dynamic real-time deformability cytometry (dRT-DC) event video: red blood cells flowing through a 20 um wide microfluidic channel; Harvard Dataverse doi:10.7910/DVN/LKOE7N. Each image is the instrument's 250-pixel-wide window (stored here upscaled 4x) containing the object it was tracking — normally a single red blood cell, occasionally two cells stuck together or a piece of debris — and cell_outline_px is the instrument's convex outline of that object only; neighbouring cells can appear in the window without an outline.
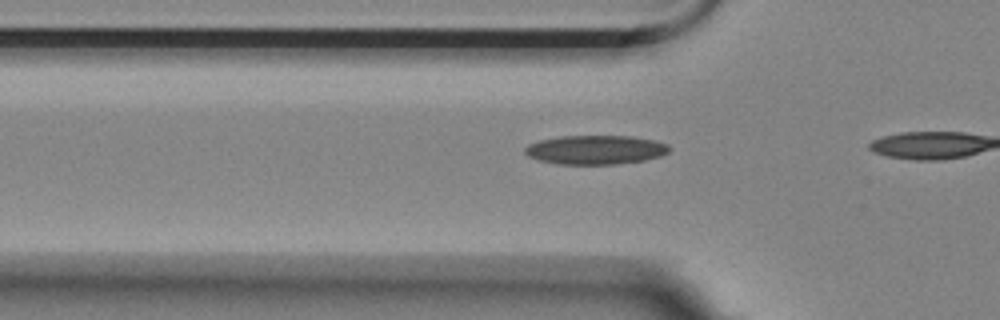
{"species": "Egyptian fruit bat (a non-hibernating species)", "species_latin": "Rousettus aegyptiacus", "temperature_condition": "room temperature", "stored_images_in_passage": 8, "camera_frame_rate_fps": 3000, "um_per_image_px": 0.085, "animal": {"sex": "female"}, "frame": {"image": 1, "passage_image": 6, "time_ms": 1.667, "image_size_px": [1000, 320], "cell_outline_px": [[672, 148], [668, 152], [660, 156], [644, 160], [616, 164], [560, 164], [540, 160], [528, 156], [524, 152], [524, 148], [528, 144], [540, 140], [560, 136], [632, 136], [656, 140], [668, 144]], "centroid_in_image_um": [50.64, 12.72], "position_along_channel_um": 75.2, "area_um2": 24.51}}